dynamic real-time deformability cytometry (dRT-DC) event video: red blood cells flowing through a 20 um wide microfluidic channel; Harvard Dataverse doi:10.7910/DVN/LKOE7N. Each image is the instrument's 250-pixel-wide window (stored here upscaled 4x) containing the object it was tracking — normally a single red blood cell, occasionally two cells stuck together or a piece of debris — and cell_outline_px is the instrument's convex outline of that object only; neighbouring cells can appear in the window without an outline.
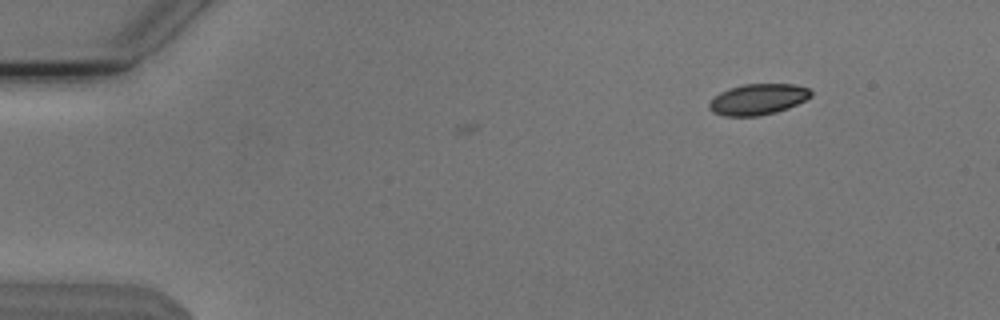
{"species": "Egyptian fruit bat (a non-hibernating species)", "species_latin": "Rousettus aegyptiacus", "temperature_condition": "cold", "stored_images_in_passage": 5, "camera_frame_rate_fps": 3000, "um_per_image_px": 0.085, "animal": {"sex": "male"}, "frame": {"image": 1, "passage_image": 2, "time_ms": 0.333, "image_size_px": [1000, 320], "cell_outline_px": [[812, 96], [788, 108], [776, 112], [760, 116], [724, 116], [712, 112], [708, 108], [708, 104], [720, 92], [744, 84], [792, 84], [808, 88], [812, 92]], "centroid_in_image_um": [64.42, 8.45], "position_along_channel_um": 20.6, "area_um2": 18.21}}